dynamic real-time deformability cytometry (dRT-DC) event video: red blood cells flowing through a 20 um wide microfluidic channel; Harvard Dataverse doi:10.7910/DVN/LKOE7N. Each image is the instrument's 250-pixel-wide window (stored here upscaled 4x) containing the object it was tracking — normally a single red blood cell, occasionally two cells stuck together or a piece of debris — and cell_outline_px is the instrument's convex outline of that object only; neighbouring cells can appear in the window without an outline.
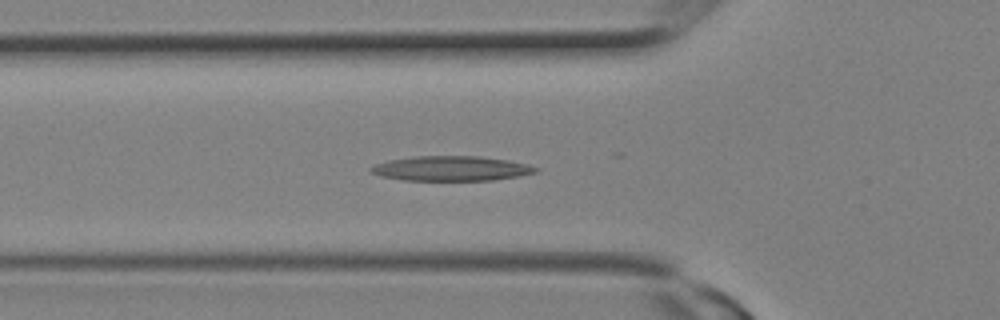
{"species": "Egyptian fruit bat (a non-hibernating species)", "species_latin": "Rousettus aegyptiacus", "temperature_condition": "room temperature", "stored_images_in_passage": 25, "camera_frame_rate_fps": 3000, "um_per_image_px": 0.085, "animal": {"sex": "female"}, "frame": {"image": 1, "passage_image": 8, "time_ms": 2.333, "image_size_px": [1000, 320], "cell_outline_px": [[540, 168], [536, 172], [520, 176], [492, 180], [404, 180], [380, 176], [372, 172], [368, 168], [376, 164], [388, 160], [412, 156], [480, 156], [508, 160], [528, 164]], "centroid_in_image_um": [38.36, 14.31], "position_along_channel_um": 87.4, "area_um2": 23.87}}
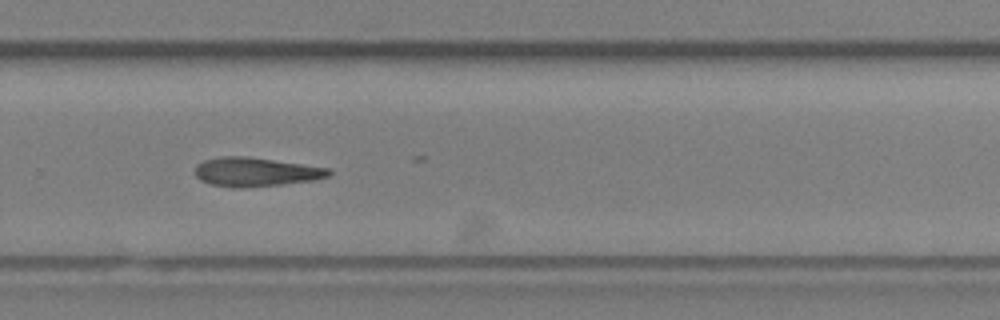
{"frame": {"image": 2, "passage_image": 16, "time_ms": 5.0, "image_size_px": [1000, 320], "cell_outline_px": [[332, 172], [328, 176], [312, 180], [280, 184], [244, 188], [240, 188], [212, 184], [200, 180], [196, 176], [196, 164], [204, 160], [224, 156], [248, 156], [328, 168]], "centroid_in_image_um": [21.7, 14.61], "position_along_channel_um": 308.1, "area_um2": 22.25}}
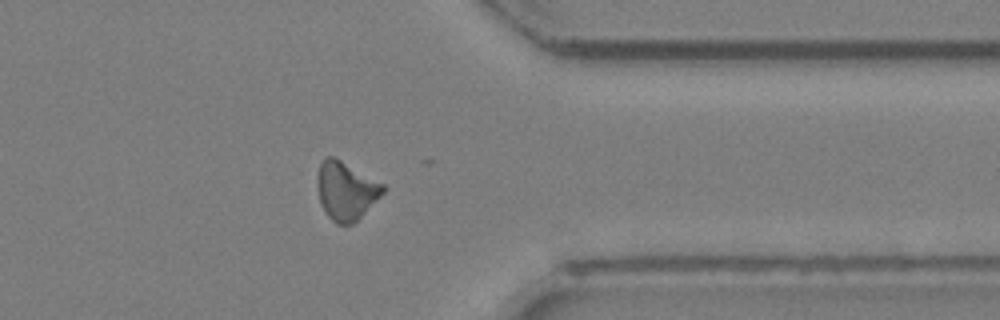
{"frame": {"image": 3, "passage_image": 19, "time_ms": 6.0, "image_size_px": [1000, 320], "cell_outline_px": [[388, 188], [352, 224], [336, 224], [328, 216], [320, 204], [316, 184], [316, 176], [320, 164], [324, 156], [332, 156], [340, 160], [384, 184]], "centroid_in_image_um": [29.37, 16.19], "position_along_channel_um": 382.0, "area_um2": 22.2}}